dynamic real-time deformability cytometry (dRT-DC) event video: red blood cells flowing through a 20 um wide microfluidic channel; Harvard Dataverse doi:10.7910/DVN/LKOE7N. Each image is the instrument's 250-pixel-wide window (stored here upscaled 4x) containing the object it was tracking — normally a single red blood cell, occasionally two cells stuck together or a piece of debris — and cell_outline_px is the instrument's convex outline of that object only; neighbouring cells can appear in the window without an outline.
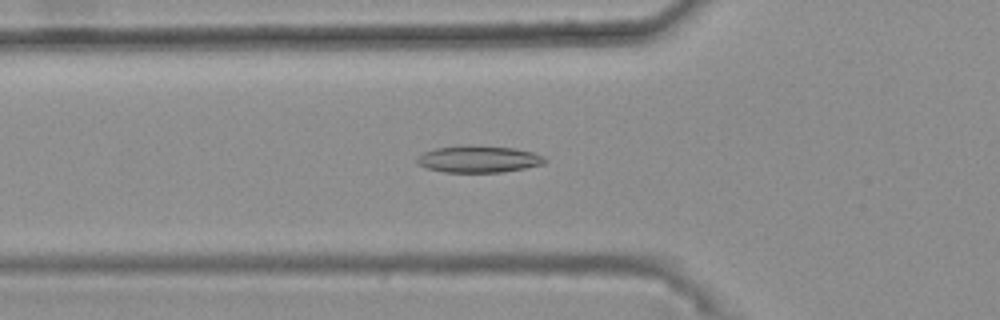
{"species": "common noctule bat (a hibernating species)", "species_latin": "Nyctalus noctula", "temperature_condition": "warm", "stored_images_in_passage": 48, "camera_frame_rate_fps": 3000, "um_per_image_px": 0.085, "animal": {"sex": "female", "body_mass_g": 25.1}, "frame": {"image": 1, "passage_image": 19, "time_ms": 6.0, "image_size_px": [1000, 320], "cell_outline_px": [[548, 160], [544, 164], [524, 168], [500, 172], [444, 172], [424, 168], [416, 160], [416, 156], [424, 152], [436, 148], [516, 148], [532, 152], [544, 156]], "centroid_in_image_um": [40.7, 13.57], "position_along_channel_um": 85.1, "area_um2": 19.07}}
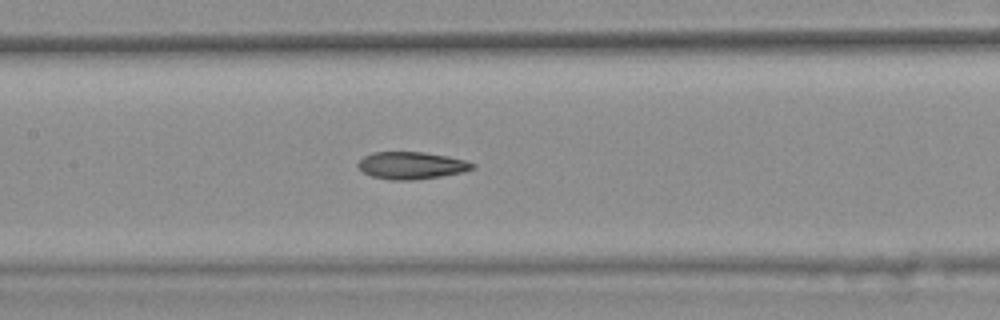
{"frame": {"image": 2, "passage_image": 26, "time_ms": 8.333, "image_size_px": [1000, 320], "cell_outline_px": [[476, 168], [460, 172], [440, 176], [412, 180], [388, 180], [372, 176], [364, 172], [356, 164], [364, 156], [372, 152], [424, 152], [448, 156], [464, 160], [476, 164]], "centroid_in_image_um": [34.96, 14.06], "position_along_channel_um": 172.4, "area_um2": 18.09}}
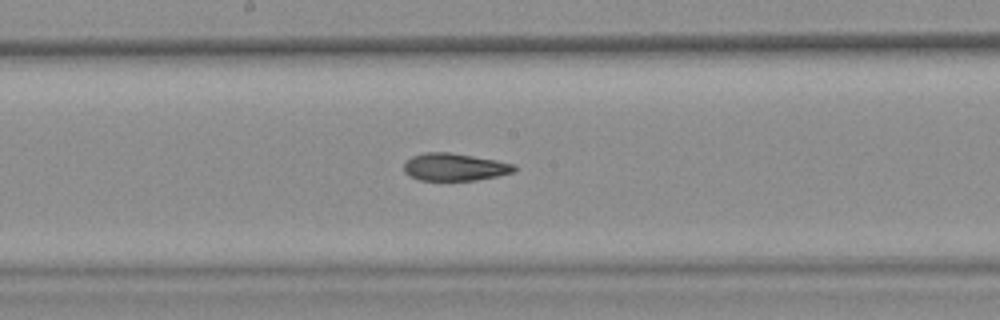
{"frame": {"image": 3, "passage_image": 29, "time_ms": 9.333, "image_size_px": [1000, 320], "cell_outline_px": [[516, 168], [512, 172], [496, 176], [476, 180], [420, 180], [408, 176], [404, 172], [404, 164], [412, 156], [424, 152], [448, 152], [496, 160], [516, 164]], "centroid_in_image_um": [38.61, 14.19], "position_along_channel_um": 209.6, "area_um2": 17.57}, "authors_computed_cell_mechanics": {"area_um2": 18.7561, "velocity_mm_per_s": 3.7218, "shape_relaxation_time_tau1_ms": null, "shape_relaxation_time_tau2_ms": 3.4507, "deformation_change_tau1": null, "deformation_change_tau2": 0.1142}}